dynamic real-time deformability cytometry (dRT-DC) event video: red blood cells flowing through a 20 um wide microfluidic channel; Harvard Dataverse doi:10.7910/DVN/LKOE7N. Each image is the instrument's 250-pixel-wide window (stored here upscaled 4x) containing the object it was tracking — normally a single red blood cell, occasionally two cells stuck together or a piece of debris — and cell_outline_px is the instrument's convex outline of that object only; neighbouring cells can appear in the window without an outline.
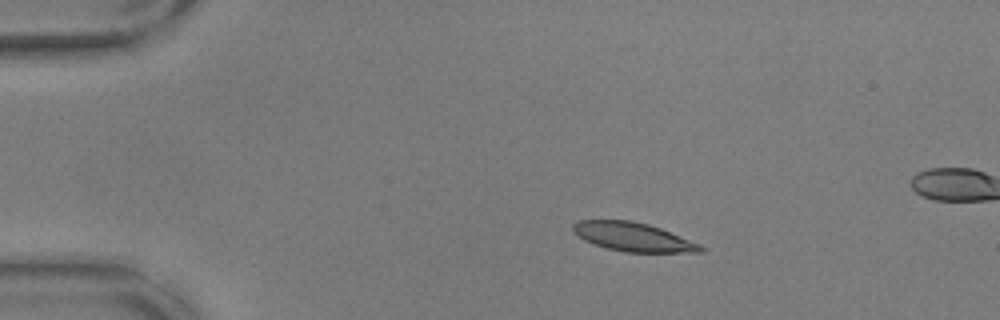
{"species": "common noctule bat (a hibernating species)", "species_latin": "Nyctalus noctula", "temperature_condition": "warm", "stored_images_in_passage": 32, "camera_frame_rate_fps": 3000, "um_per_image_px": 0.085, "animal": {"sex": "male", "body_mass_g": 17.9, "forearm_length_mm": 54.2}, "frame": {"image": 1, "passage_image": 1, "time_ms": 0.0, "image_size_px": [1000, 320], "cell_outline_px": [[704, 252], [624, 252], [592, 244], [584, 240], [572, 232], [572, 224], [576, 220], [632, 220], [648, 224], [660, 228], [700, 244], [704, 248]], "centroid_in_image_um": [53.76, 20.13], "position_along_channel_um": 31.2, "area_um2": 21.44}}